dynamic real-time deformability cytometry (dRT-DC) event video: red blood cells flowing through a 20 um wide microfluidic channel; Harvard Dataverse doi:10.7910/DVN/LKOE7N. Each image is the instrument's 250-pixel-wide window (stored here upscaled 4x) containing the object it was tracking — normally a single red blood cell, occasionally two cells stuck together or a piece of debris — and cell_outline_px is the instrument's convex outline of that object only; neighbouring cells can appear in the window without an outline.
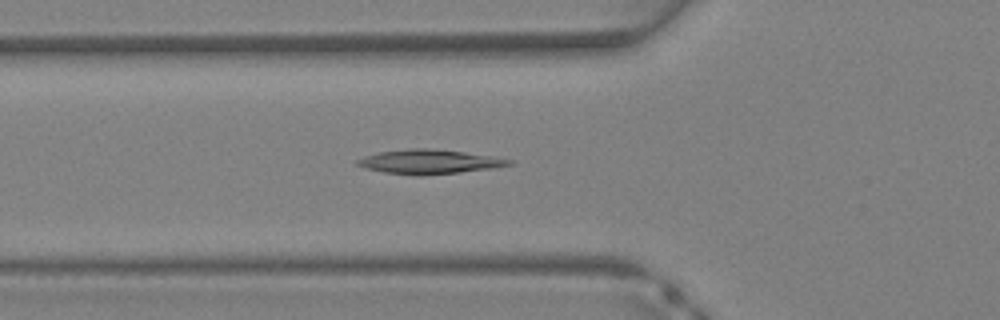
{"species": "Egyptian fruit bat (a non-hibernating species)", "species_latin": "Rousettus aegyptiacus", "temperature_condition": "warm", "stored_images_in_passage": 37, "camera_frame_rate_fps": 3000, "um_per_image_px": 0.085, "animal": {"sex": "female"}, "frame": {"image": 1, "passage_image": 13, "time_ms": 4.0, "image_size_px": [1000, 320], "cell_outline_px": [[512, 164], [492, 168], [460, 172], [420, 176], [416, 176], [384, 172], [364, 168], [356, 164], [356, 160], [364, 156], [380, 152], [412, 148], [428, 148], [464, 152], [492, 156], [512, 160]], "centroid_in_image_um": [36.45, 13.75], "position_along_channel_um": 89.4, "area_um2": 21.33}}
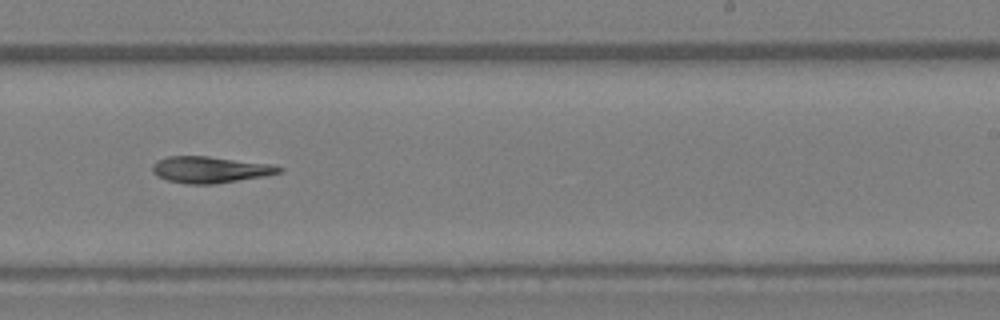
{"frame": {"image": 2, "passage_image": 23, "time_ms": 7.333, "image_size_px": [1000, 320], "cell_outline_px": [[284, 172], [264, 176], [212, 184], [188, 184], [168, 180], [156, 176], [152, 172], [152, 164], [156, 160], [168, 156], [208, 156], [272, 164], [284, 168]], "centroid_in_image_um": [17.85, 14.41], "position_along_channel_um": 271.1, "area_um2": 19.59}}
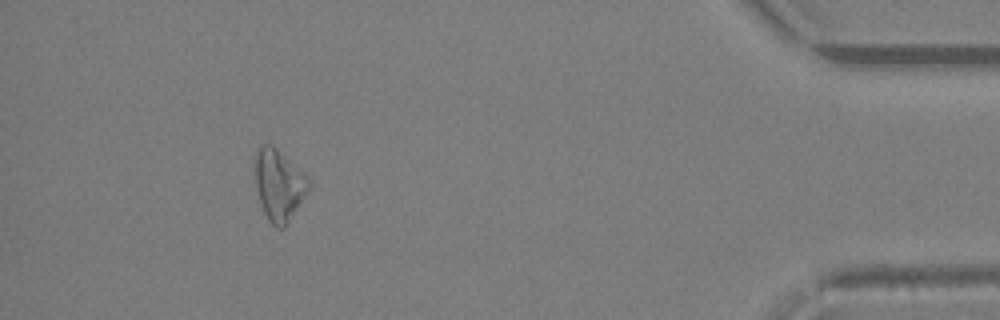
{"frame": {"image": 3, "passage_image": 34, "time_ms": 11.0, "image_size_px": [1000, 320], "cell_outline_px": [[312, 180], [304, 196], [284, 228], [276, 228], [268, 220], [264, 212], [260, 200], [256, 184], [252, 164], [252, 156], [256, 148], [260, 144], [268, 144], [276, 148], [304, 172]], "centroid_in_image_um": [23.66, 15.65], "position_along_channel_um": 411.5, "area_um2": 22.48}}